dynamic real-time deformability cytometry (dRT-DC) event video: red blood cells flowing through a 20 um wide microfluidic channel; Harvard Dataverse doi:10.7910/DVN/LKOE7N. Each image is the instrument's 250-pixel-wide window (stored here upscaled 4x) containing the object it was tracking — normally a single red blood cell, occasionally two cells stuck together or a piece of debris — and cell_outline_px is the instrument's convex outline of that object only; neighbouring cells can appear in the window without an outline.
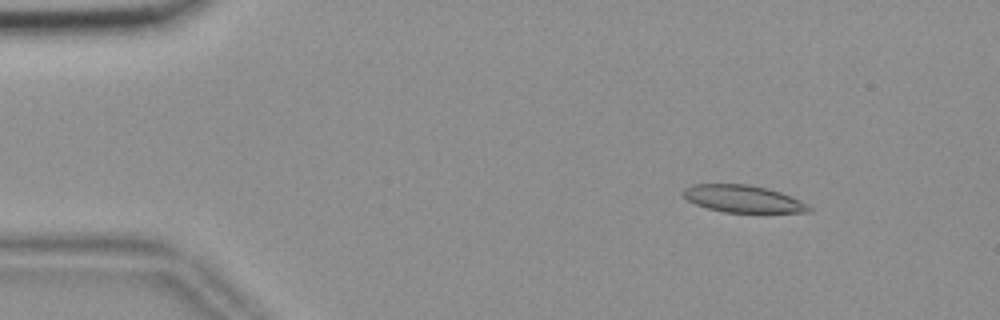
{"species": "common noctule bat (a hibernating species)", "species_latin": "Nyctalus noctula", "temperature_condition": "room temperature", "stored_images_in_passage": 55, "camera_frame_rate_fps": 3000, "um_per_image_px": 0.085, "animal": {"sex": "female", "body_mass_g": 18.4}, "frame": {"image": 1, "passage_image": 7, "time_ms": 2.0, "image_size_px": [1000, 320], "cell_outline_px": [[812, 212], [724, 212], [708, 208], [696, 204], [688, 200], [680, 192], [684, 188], [692, 184], [748, 184], [768, 188], [792, 196], [808, 204], [812, 208]], "centroid_in_image_um": [63.16, 16.89], "position_along_channel_um": 21.8, "area_um2": 20.0}}
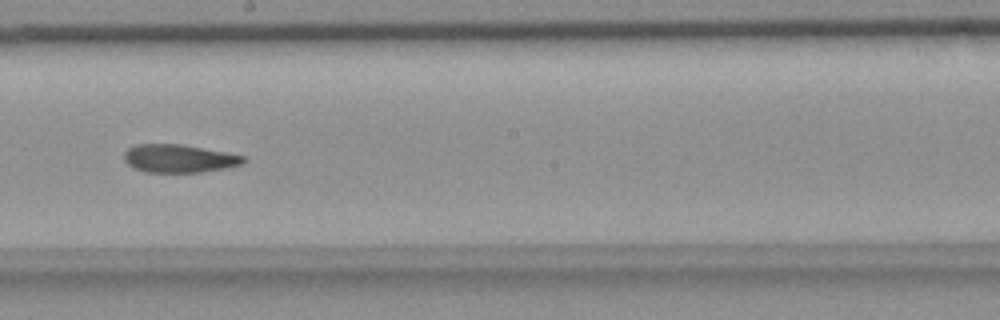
{"frame": {"image": 2, "passage_image": 31, "time_ms": 10.0, "image_size_px": [1000, 320], "cell_outline_px": [[248, 160], [244, 164], [228, 168], [200, 172], [144, 172], [132, 168], [124, 160], [124, 152], [128, 148], [136, 144], [180, 144], [224, 152], [244, 156]], "centroid_in_image_um": [15.22, 13.48], "position_along_channel_um": 233.0, "area_um2": 19.65}}
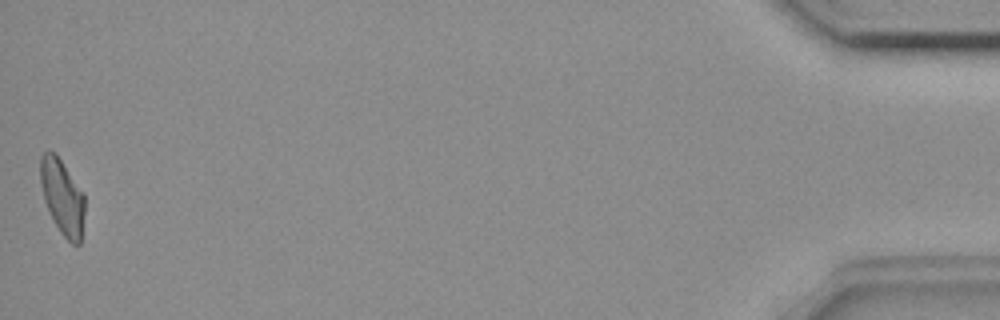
{"frame": {"image": 3, "passage_image": 55, "time_ms": 18.0, "image_size_px": [1000, 320], "cell_outline_px": [[84, 212], [80, 244], [72, 244], [60, 232], [48, 212], [44, 200], [40, 184], [40, 156], [44, 152], [56, 152], [84, 196]], "centroid_in_image_um": [5.27, 16.74], "position_along_channel_um": 429.9, "area_um2": 19.25}, "authors_computed_cell_mechanics": {"area_um2": 20.4612, "velocity_mm_per_s": 3.6598, "shape_relaxation_time_tau1_ms": null, "shape_relaxation_time_tau2_ms": 5.1214, "deformation_change_tau1": null, "deformation_change_tau2": 0.1298}}